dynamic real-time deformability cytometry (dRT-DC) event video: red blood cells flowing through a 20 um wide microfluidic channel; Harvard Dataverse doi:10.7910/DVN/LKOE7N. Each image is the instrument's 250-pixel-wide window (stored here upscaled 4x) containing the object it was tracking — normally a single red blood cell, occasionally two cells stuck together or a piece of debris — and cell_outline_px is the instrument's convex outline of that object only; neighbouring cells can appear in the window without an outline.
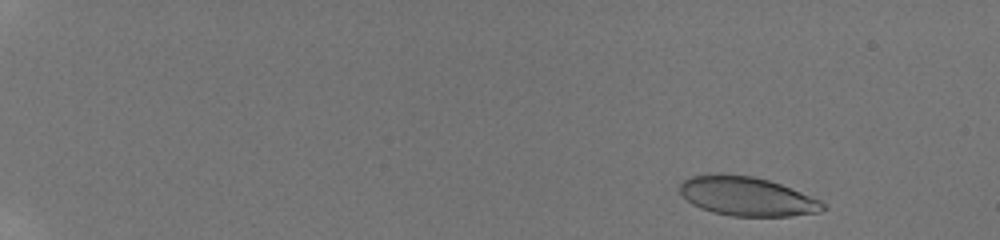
{"species": "human", "species_latin": "Homo sapiens", "temperature_condition": "room temperature", "stored_images_in_passage": 53, "camera_frame_rate_fps": 3000, "um_per_image_px": 0.085, "donor": {"sex": "male"}, "frame": {"image": 1, "passage_image": 4, "time_ms": 1.0, "image_size_px": [1000, 240], "cell_outline_px": [[828, 208], [820, 212], [792, 216], [732, 216], [712, 212], [700, 208], [692, 204], [680, 192], [680, 184], [684, 180], [692, 176], [708, 172], [752, 176], [768, 180], [780, 184], [820, 200]], "centroid_in_image_um": [63.47, 16.68], "position_along_channel_um": 21.5, "area_um2": 32.66}}
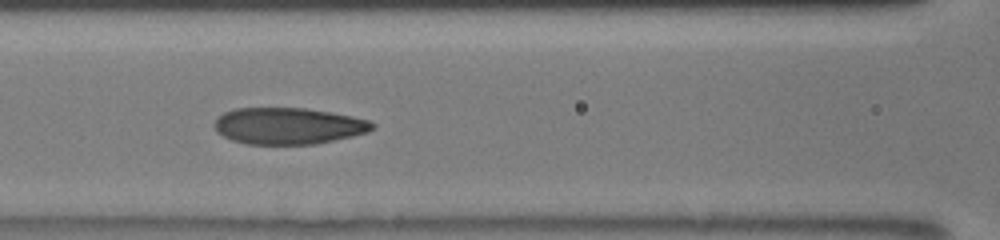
{"frame": {"image": 2, "passage_image": 26, "time_ms": 8.333, "image_size_px": [1000, 240], "cell_outline_px": [[376, 128], [368, 132], [352, 136], [316, 144], [248, 144], [232, 140], [216, 132], [212, 124], [224, 112], [236, 108], [304, 108], [352, 116], [368, 120], [376, 124]], "centroid_in_image_um": [24.5, 10.7], "position_along_channel_um": 142.1, "area_um2": 33.64}}
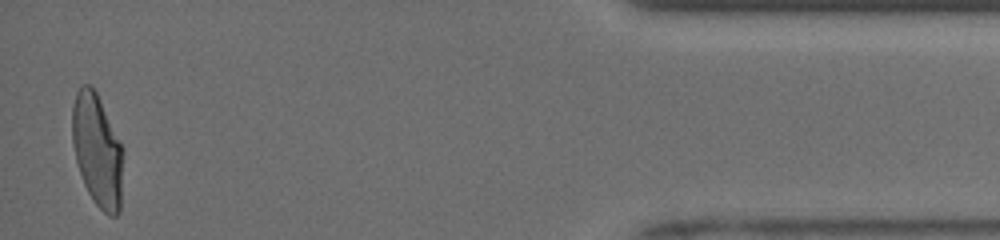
{"frame": {"image": 3, "passage_image": 52, "time_ms": 17.0, "image_size_px": [1000, 240], "cell_outline_px": [[124, 152], [120, 212], [116, 216], [108, 216], [96, 204], [88, 192], [84, 184], [76, 160], [72, 144], [72, 104], [76, 92], [80, 84], [88, 84], [96, 92], [124, 148]], "centroid_in_image_um": [8.28, 12.79], "position_along_channel_um": 426.9, "area_um2": 33.76}, "authors_computed_cell_mechanics": {"area_um2": 33.6396, "velocity_mm_per_s": 3.9539, "shape_relaxation_time_tau1_ms": 7.1014, "shape_relaxation_time_tau2_ms": 0.9416, "deformation_change_tau1": 0.2398, "deformation_change_tau2": 0.0783}}